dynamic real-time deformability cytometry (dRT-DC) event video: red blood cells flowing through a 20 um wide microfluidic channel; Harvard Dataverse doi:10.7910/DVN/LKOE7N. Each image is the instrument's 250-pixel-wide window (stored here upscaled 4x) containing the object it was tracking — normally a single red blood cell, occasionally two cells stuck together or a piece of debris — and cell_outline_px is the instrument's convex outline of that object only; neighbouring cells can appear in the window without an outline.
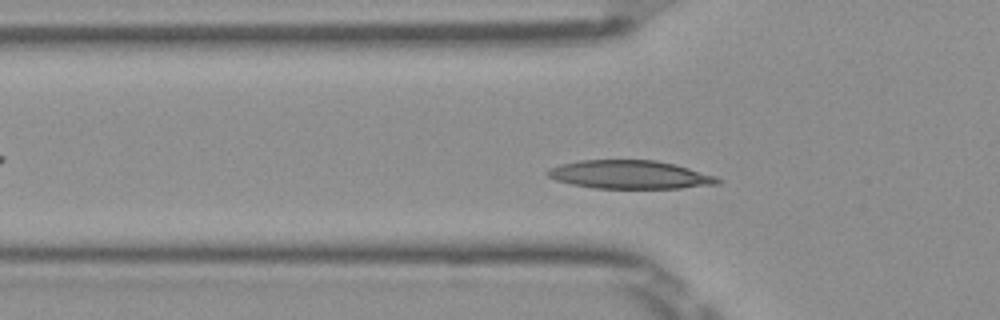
{"species": "Egyptian fruit bat (a non-hibernating species)", "species_latin": "Rousettus aegyptiacus", "temperature_condition": "room temperature", "stored_images_in_passage": 45, "camera_frame_rate_fps": 3000, "um_per_image_px": 0.085, "frame": {"image": 1, "passage_image": 10, "time_ms": 3.0, "image_size_px": [1000, 320], "cell_outline_px": [[720, 184], [680, 188], [596, 188], [572, 184], [556, 180], [548, 176], [544, 172], [548, 168], [560, 164], [580, 160], [656, 160], [688, 168], [716, 176], [720, 180]], "centroid_in_image_um": [53.5, 14.84], "position_along_channel_um": 72.3, "area_um2": 28.03}}
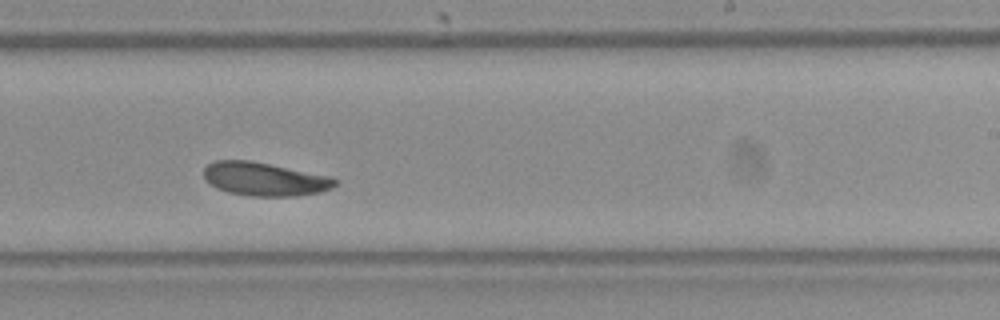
{"frame": {"image": 2, "passage_image": 25, "time_ms": 8.0, "image_size_px": [1000, 320], "cell_outline_px": [[336, 184], [332, 188], [320, 192], [296, 196], [252, 196], [228, 192], [216, 188], [208, 184], [204, 180], [204, 168], [208, 164], [216, 160], [248, 160], [328, 176], [336, 180]], "centroid_in_image_um": [22.42, 15.23], "position_along_channel_um": 266.6, "area_um2": 25.37}}
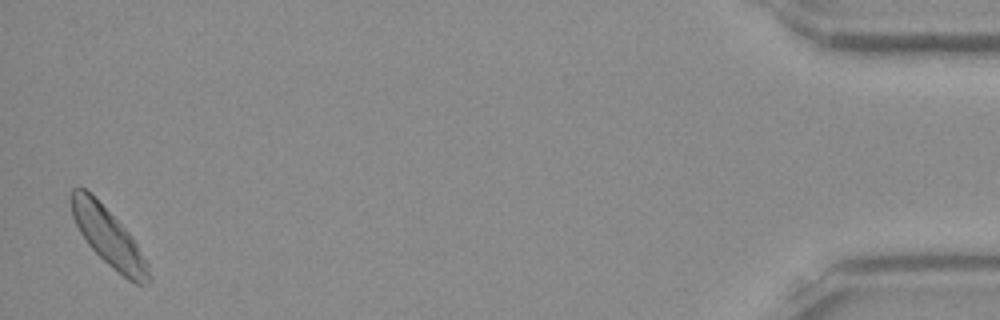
{"frame": {"image": 3, "passage_image": 44, "time_ms": 14.333, "image_size_px": [1000, 320], "cell_outline_px": [[152, 280], [148, 284], [136, 284], [128, 280], [108, 264], [88, 244], [80, 232], [72, 216], [68, 200], [68, 196], [72, 188], [84, 188], [128, 232], [136, 244], [148, 264], [152, 276]], "centroid_in_image_um": [9.2, 20.18], "position_along_channel_um": 426.0, "area_um2": 25.61}, "authors_computed_cell_mechanics": {"area_um2": 25.721, "velocity_mm_per_s": 3.8827, "shape_relaxation_time_tau1_ms": 3.6718, "shape_relaxation_time_tau2_ms": null, "deformation_change_tau1": 0.1058, "deformation_change_tau2": null}}